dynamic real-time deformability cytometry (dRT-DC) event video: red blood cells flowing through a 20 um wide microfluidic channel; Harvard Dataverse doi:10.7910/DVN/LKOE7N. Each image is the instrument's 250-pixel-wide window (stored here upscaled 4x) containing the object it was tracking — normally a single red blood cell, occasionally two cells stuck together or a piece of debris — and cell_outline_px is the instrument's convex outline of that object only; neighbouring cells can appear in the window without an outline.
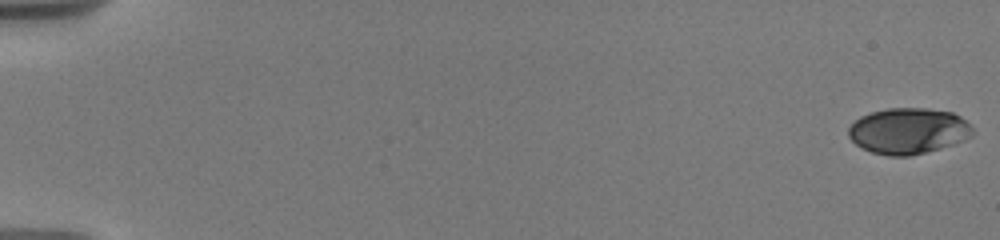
{"species": "human", "species_latin": "Homo sapiens", "temperature_condition": "warm", "stored_images_in_passage": 46, "camera_frame_rate_fps": 3000, "um_per_image_px": 0.085, "donor": {"sex": "male"}, "frame": {"image": 1, "passage_image": 1, "time_ms": 0.0, "image_size_px": [1000, 240], "cell_outline_px": [[972, 136], [964, 140], [940, 148], [908, 156], [888, 156], [872, 152], [860, 148], [848, 136], [848, 128], [860, 116], [872, 112], [888, 108], [928, 108], [952, 112], [960, 116], [972, 128]], "centroid_in_image_um": [77.18, 11.12], "position_along_channel_um": 7.8, "area_um2": 33.12}}
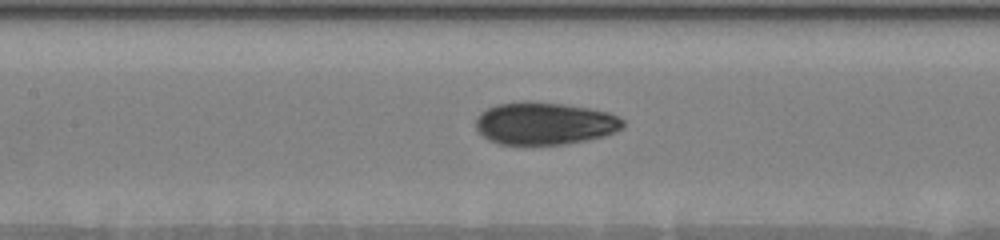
{"frame": {"image": 2, "passage_image": 24, "time_ms": 9.0, "image_size_px": [1000, 240], "cell_outline_px": [[624, 128], [604, 136], [588, 140], [564, 144], [500, 144], [488, 140], [476, 128], [476, 120], [480, 112], [496, 104], [520, 100], [528, 100], [564, 104], [588, 108], [608, 112], [624, 120]], "centroid_in_image_um": [46.28, 10.47], "position_along_channel_um": 161.1, "area_um2": 36.65}}
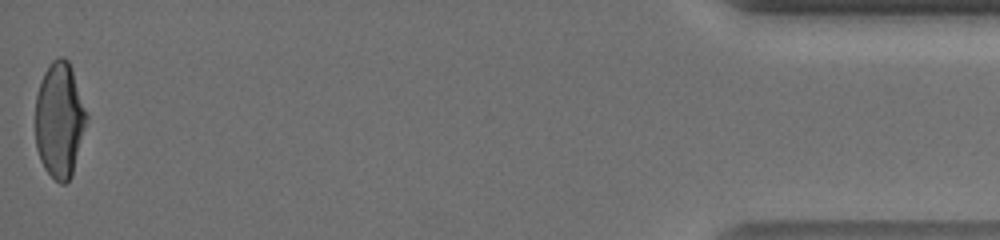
{"frame": {"image": 3, "passage_image": 46, "time_ms": 18.333, "image_size_px": [1000, 240], "cell_outline_px": [[88, 116], [72, 176], [64, 184], [60, 184], [44, 168], [40, 160], [36, 148], [36, 96], [44, 72], [52, 60], [60, 56], [64, 56], [68, 60], [72, 68]], "centroid_in_image_um": [5.06, 10.19], "position_along_channel_um": 430.1, "area_um2": 34.33}, "authors_computed_cell_mechanics": {"area_um2": 35.0846, "velocity_mm_per_s": 3.7479, "shape_relaxation_time_tau1_ms": 6.6917, "shape_relaxation_time_tau2_ms": 1.2271, "deformation_change_tau1": 0.2403, "deformation_change_tau2": 0.053}}